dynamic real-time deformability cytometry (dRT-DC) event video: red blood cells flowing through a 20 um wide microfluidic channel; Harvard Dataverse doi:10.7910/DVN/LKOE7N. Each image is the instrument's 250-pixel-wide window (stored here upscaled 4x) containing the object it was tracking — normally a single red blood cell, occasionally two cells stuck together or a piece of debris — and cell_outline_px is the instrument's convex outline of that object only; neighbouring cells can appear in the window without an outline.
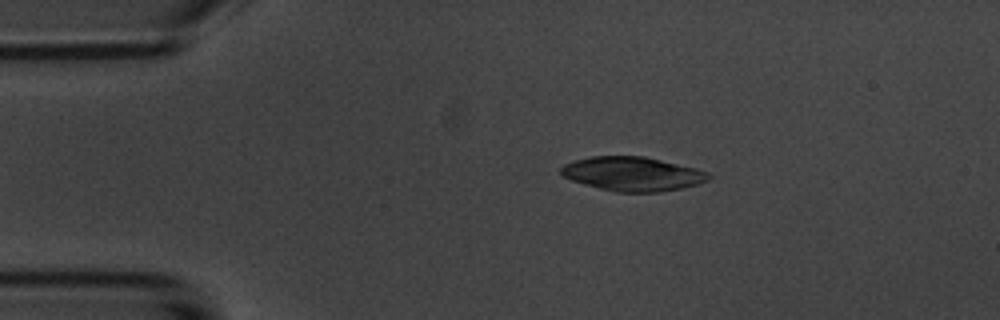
{"species": "common noctule bat (a hibernating species)", "species_latin": "Nyctalus noctula", "temperature_condition": "room temperature", "stored_images_in_passage": 5, "camera_frame_rate_fps": 3000, "um_per_image_px": 0.085, "animal": {"sex": "male", "body_mass_g": 20.1, "forearm_length_mm": 53.5}, "frame": {"image": 1, "passage_image": 2, "time_ms": 1.333, "image_size_px": [1000, 320], "cell_outline_px": [[712, 176], [708, 180], [696, 184], [680, 188], [656, 192], [616, 192], [584, 184], [560, 176], [560, 168], [564, 164], [576, 160], [592, 156], [644, 156], [696, 168], [708, 172]], "centroid_in_image_um": [53.74, 14.77], "position_along_channel_um": 31.3, "area_um2": 29.19}}